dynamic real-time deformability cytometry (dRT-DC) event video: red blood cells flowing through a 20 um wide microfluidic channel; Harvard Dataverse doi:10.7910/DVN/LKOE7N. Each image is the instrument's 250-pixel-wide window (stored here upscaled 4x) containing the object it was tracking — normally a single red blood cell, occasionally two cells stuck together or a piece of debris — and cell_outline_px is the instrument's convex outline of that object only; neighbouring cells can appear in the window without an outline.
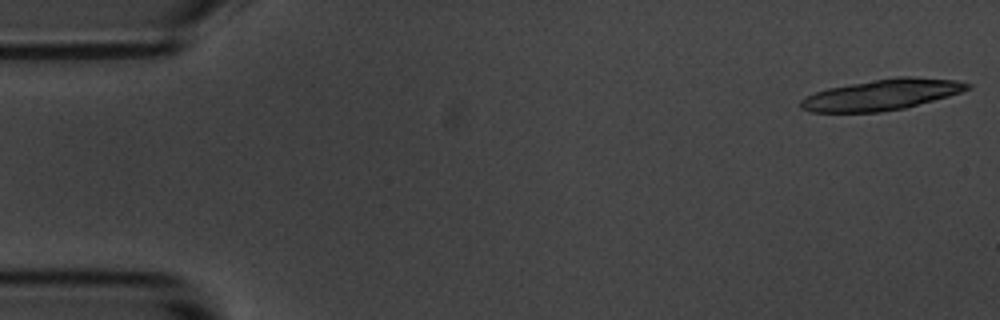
{"species": "common noctule bat (a hibernating species)", "species_latin": "Nyctalus noctula", "temperature_condition": "room temperature", "stored_images_in_passage": 6, "camera_frame_rate_fps": 3000, "um_per_image_px": 0.085, "animal": {"sex": "male", "body_mass_g": 20.1, "forearm_length_mm": 53.5}, "frame": {"image": 1, "passage_image": 1, "time_ms": 0.0, "image_size_px": [1000, 320], "cell_outline_px": [[972, 88], [948, 96], [904, 108], [880, 112], [812, 112], [800, 108], [800, 100], [816, 92], [828, 88], [896, 76], [908, 76], [956, 80], [972, 84]], "centroid_in_image_um": [74.97, 8.05], "position_along_channel_um": 10.0, "area_um2": 29.71}}